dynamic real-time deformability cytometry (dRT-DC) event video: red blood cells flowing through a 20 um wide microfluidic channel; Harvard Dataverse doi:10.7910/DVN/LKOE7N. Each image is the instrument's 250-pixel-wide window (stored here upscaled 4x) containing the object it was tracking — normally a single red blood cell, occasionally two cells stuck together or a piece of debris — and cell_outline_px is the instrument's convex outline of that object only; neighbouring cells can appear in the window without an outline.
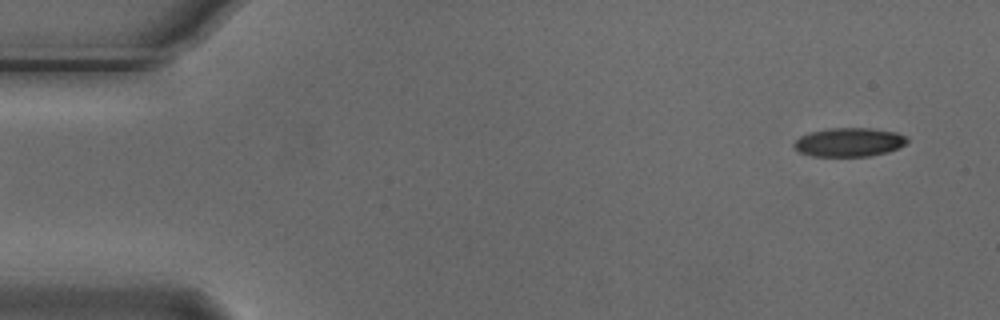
{"species": "Egyptian fruit bat (a non-hibernating species)", "species_latin": "Rousettus aegyptiacus", "temperature_condition": "cold", "stored_images_in_passage": 6, "segment_of_instrument_passage": [2, 2], "camera_frame_rate_fps": 3000, "um_per_image_px": 0.085, "animal": {"sex": "male"}, "frame": {"image": 1, "passage_image": 6, "time_ms": 1.667, "image_size_px": [1000, 320], "cell_outline_px": [[908, 140], [904, 144], [888, 152], [868, 156], [812, 156], [800, 152], [792, 144], [800, 136], [808, 132], [828, 128], [872, 128], [896, 132], [908, 136]], "centroid_in_image_um": [72.17, 12.07], "position_along_channel_um": 12.8, "area_um2": 19.02}}